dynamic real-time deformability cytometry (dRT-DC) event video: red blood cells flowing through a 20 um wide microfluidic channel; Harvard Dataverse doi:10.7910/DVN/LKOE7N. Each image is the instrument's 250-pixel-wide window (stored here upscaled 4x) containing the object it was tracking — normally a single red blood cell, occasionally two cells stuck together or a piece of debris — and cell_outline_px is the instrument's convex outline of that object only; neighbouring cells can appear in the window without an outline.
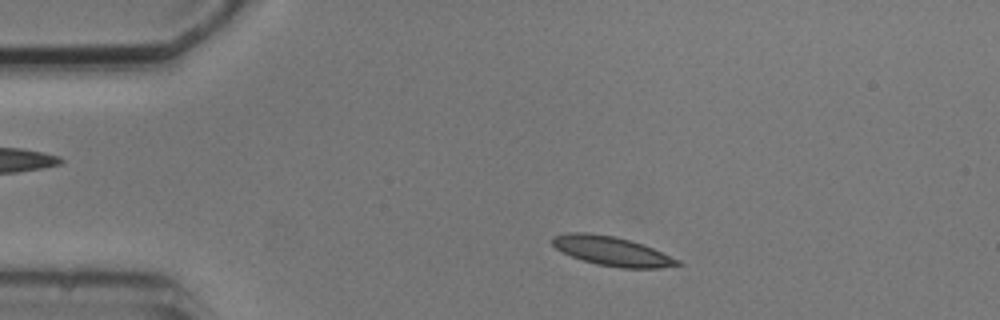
{"species": "common noctule bat (a hibernating species)", "species_latin": "Nyctalus noctula", "temperature_condition": "cold", "stored_images_in_passage": 3, "camera_frame_rate_fps": 3000, "um_per_image_px": 0.085, "animal": {"sex": "male", "body_mass_g": 20.5, "forearm_length_mm": 52.5}, "frame": {"image": 1, "passage_image": 1, "time_ms": 0.0, "image_size_px": [1000, 320], "cell_outline_px": [[684, 264], [660, 268], [620, 268], [596, 264], [572, 256], [556, 248], [552, 244], [552, 236], [568, 232], [588, 232], [616, 236], [644, 244], [680, 260]], "centroid_in_image_um": [52.03, 21.33], "position_along_channel_um": 33.0, "area_um2": 21.44}}
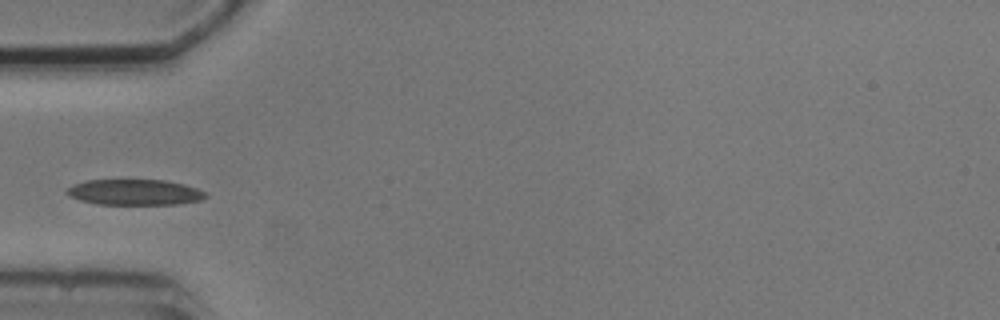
{"frame": {"image": 2, "passage_image": 3, "time_ms": 2.333, "image_size_px": [1000, 320], "cell_outline_px": [[208, 196], [200, 200], [180, 204], [96, 204], [80, 200], [68, 196], [64, 192], [72, 184], [84, 180], [164, 180], [184, 184], [196, 188], [204, 192]], "centroid_in_image_um": [11.4, 16.34], "position_along_channel_um": 73.6, "area_um2": 20.87}}